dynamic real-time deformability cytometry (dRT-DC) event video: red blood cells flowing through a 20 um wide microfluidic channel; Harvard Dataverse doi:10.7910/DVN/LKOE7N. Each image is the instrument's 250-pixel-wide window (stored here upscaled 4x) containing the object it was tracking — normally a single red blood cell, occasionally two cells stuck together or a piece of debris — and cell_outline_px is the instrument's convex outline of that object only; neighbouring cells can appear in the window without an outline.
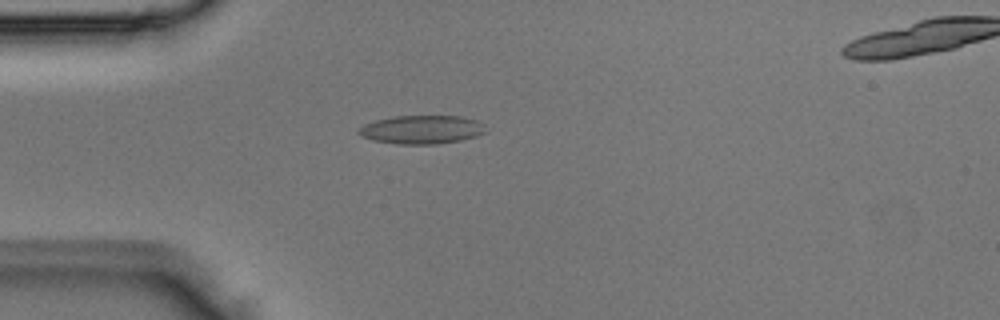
{"species": "Egyptian fruit bat (a non-hibernating species)", "species_latin": "Rousettus aegyptiacus", "temperature_condition": "room temperature", "stored_images_in_passage": 4, "segment_of_instrument_passage": [1, 2], "camera_frame_rate_fps": 3000, "um_per_image_px": 0.085, "animal": {"sex": "male"}, "frame": {"image": 1, "passage_image": 3, "time_ms": 0.667, "image_size_px": [1000, 320], "cell_outline_px": [[488, 132], [476, 136], [460, 140], [436, 144], [400, 144], [372, 140], [360, 136], [356, 132], [364, 124], [376, 120], [392, 116], [460, 116], [476, 120], [484, 124]], "centroid_in_image_um": [35.85, 11.01], "position_along_channel_um": 49.1, "area_um2": 21.21}}